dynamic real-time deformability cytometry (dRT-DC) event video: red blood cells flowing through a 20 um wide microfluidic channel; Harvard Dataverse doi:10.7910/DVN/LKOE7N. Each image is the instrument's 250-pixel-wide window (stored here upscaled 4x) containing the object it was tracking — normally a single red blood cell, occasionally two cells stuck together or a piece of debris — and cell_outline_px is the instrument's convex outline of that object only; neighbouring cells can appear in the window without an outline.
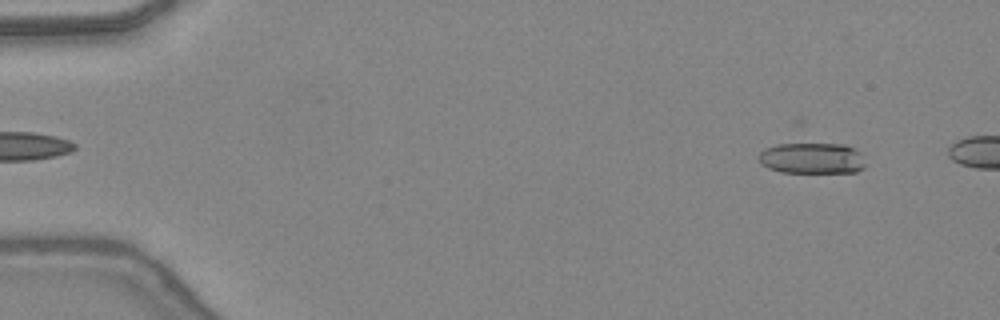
{"species": "common noctule bat (a hibernating species)", "species_latin": "Nyctalus noctula", "temperature_condition": "warm", "stored_images_in_passage": 6, "camera_frame_rate_fps": 3000, "um_per_image_px": 0.085, "animal": {"sex": "female", "body_mass_g": 24.6, "forearm_length_mm": 56.2}, "frame": {"image": 1, "passage_image": 3, "time_ms": 0.667, "image_size_px": [1000, 320], "cell_outline_px": [[868, 164], [864, 168], [856, 172], [780, 172], [768, 168], [760, 164], [760, 152], [764, 148], [776, 144], [844, 144], [856, 148], [860, 152]], "centroid_in_image_um": [69.07, 13.45], "position_along_channel_um": 15.9, "area_um2": 19.54}}